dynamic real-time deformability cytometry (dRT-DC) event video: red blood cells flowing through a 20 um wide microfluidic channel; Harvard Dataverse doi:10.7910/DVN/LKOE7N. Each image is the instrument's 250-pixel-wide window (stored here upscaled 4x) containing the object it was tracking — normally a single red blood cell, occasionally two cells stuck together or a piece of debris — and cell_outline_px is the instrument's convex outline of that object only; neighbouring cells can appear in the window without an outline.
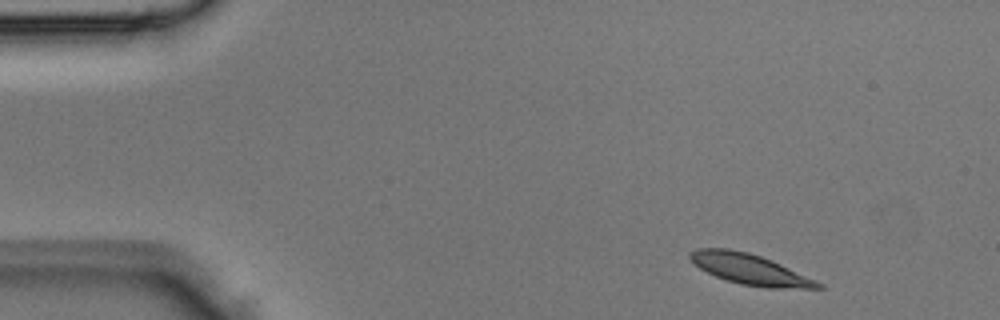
{"species": "Egyptian fruit bat (a non-hibernating species)", "species_latin": "Rousettus aegyptiacus", "temperature_condition": "room temperature", "stored_images_in_passage": 2, "camera_frame_rate_fps": 3000, "um_per_image_px": 0.085, "animal": {"sex": "male"}, "frame": {"image": 1, "passage_image": 1, "time_ms": 0.0, "image_size_px": [1000, 320], "cell_outline_px": [[824, 288], [764, 288], [740, 284], [716, 276], [700, 268], [688, 256], [688, 252], [696, 248], [728, 248], [748, 252], [772, 260], [816, 280], [824, 284]], "centroid_in_image_um": [63.75, 22.88], "position_along_channel_um": 21.3, "area_um2": 22.72}}